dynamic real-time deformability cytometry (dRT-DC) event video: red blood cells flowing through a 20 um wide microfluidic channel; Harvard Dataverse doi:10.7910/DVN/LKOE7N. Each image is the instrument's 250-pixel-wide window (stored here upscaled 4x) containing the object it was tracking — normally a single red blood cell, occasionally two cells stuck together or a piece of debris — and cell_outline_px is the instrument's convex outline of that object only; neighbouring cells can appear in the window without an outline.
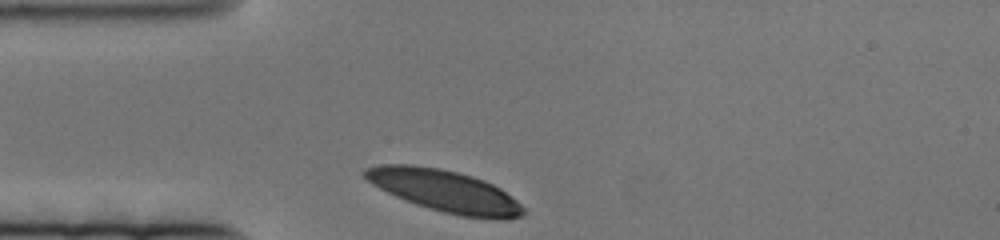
{"species": "human", "species_latin": "Homo sapiens", "temperature_condition": "cold", "stored_images_in_passage": 44, "camera_frame_rate_fps": 3000, "um_per_image_px": 0.085, "donor": {"sex": "female"}, "frame": {"image": 1, "passage_image": 1, "time_ms": 0.0, "image_size_px": [1000, 240], "cell_outline_px": [[528, 212], [520, 216], [460, 216], [444, 212], [416, 204], [396, 196], [372, 184], [360, 172], [364, 168], [380, 164], [412, 164], [440, 168], [472, 176], [484, 180], [500, 188], [516, 200]], "centroid_in_image_um": [37.71, 16.17], "position_along_channel_um": 47.3, "area_um2": 37.74}}
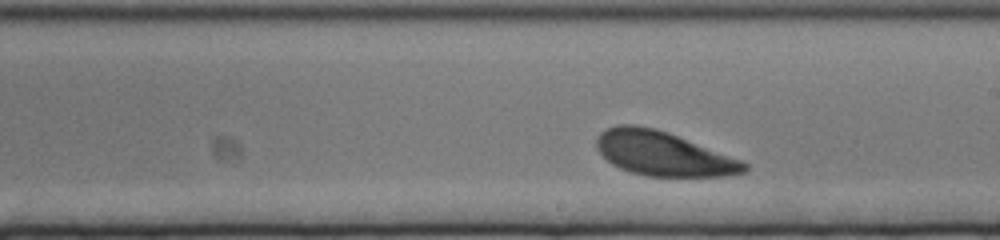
{"frame": {"image": 2, "passage_image": 26, "time_ms": 8.333, "image_size_px": [1000, 240], "cell_outline_px": [[748, 168], [744, 172], [724, 176], [648, 176], [632, 172], [620, 168], [612, 164], [596, 148], [596, 136], [600, 132], [616, 124], [636, 124], [656, 128], [668, 132], [740, 160], [748, 164]], "centroid_in_image_um": [56.32, 13.04], "position_along_channel_um": 232.7, "area_um2": 37.8}}
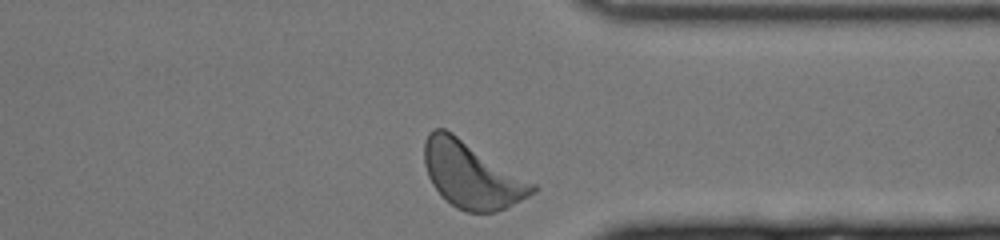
{"frame": {"image": 3, "passage_image": 44, "time_ms": 14.333, "image_size_px": [1000, 240], "cell_outline_px": [[540, 188], [536, 192], [496, 212], [468, 212], [456, 208], [432, 184], [428, 176], [424, 164], [424, 140], [428, 132], [432, 128], [444, 128], [452, 132], [536, 184]], "centroid_in_image_um": [40.08, 14.84], "position_along_channel_um": 371.3, "area_um2": 41.5}}